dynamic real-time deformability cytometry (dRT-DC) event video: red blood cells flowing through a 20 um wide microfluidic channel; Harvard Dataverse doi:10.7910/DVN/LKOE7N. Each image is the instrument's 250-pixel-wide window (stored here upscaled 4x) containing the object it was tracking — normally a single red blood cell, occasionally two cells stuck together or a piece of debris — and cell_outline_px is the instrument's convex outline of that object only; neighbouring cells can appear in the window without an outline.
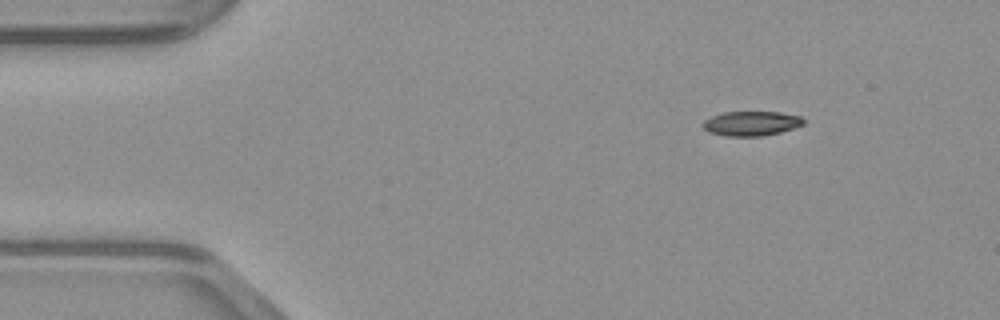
{"species": "common noctule bat (a hibernating species)", "species_latin": "Nyctalus noctula", "temperature_condition": "warm", "stored_images_in_passage": 43, "camera_frame_rate_fps": 3000, "um_per_image_px": 0.085, "animal": {"sex": "male", "body_mass_g": 23.1, "forearm_length_mm": 52.7}, "frame": {"image": 1, "passage_image": 1, "time_ms": 0.0, "image_size_px": [1000, 320], "cell_outline_px": [[804, 124], [780, 132], [760, 136], [728, 136], [708, 132], [700, 124], [704, 120], [712, 116], [724, 112], [780, 112], [800, 116], [804, 120]], "centroid_in_image_um": [63.83, 10.49], "position_along_channel_um": 21.2, "area_um2": 14.33}}
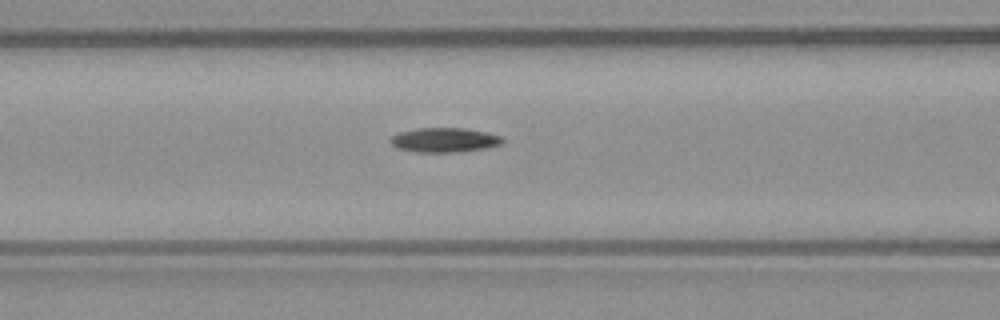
{"frame": {"image": 2, "passage_image": 14, "time_ms": 4.333, "image_size_px": [1000, 320], "cell_outline_px": [[504, 140], [500, 144], [484, 148], [460, 152], [416, 152], [396, 148], [388, 140], [392, 136], [400, 132], [416, 128], [464, 128], [484, 132], [500, 136]], "centroid_in_image_um": [37.72, 11.9], "position_along_channel_um": 128.9, "area_um2": 15.9}}
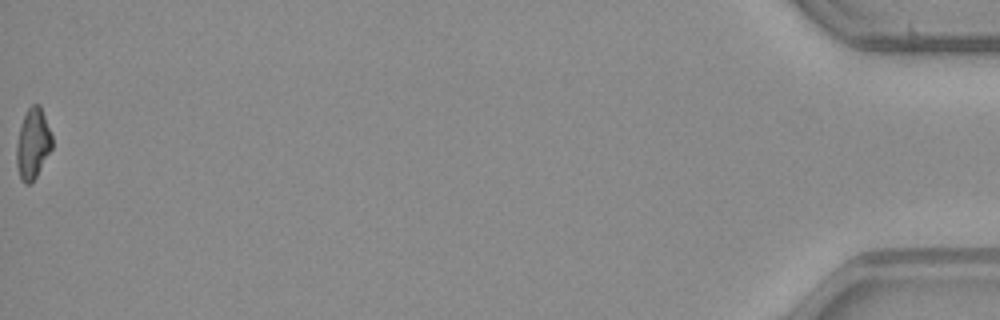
{"frame": {"image": 3, "passage_image": 43, "time_ms": 14.0, "image_size_px": [1000, 320], "cell_outline_px": [[52, 148], [32, 184], [24, 184], [20, 180], [16, 164], [16, 144], [20, 128], [24, 116], [28, 108], [32, 104], [40, 104], [52, 136]], "centroid_in_image_um": [2.78, 12.25], "position_along_channel_um": 432.4, "area_um2": 14.68}}